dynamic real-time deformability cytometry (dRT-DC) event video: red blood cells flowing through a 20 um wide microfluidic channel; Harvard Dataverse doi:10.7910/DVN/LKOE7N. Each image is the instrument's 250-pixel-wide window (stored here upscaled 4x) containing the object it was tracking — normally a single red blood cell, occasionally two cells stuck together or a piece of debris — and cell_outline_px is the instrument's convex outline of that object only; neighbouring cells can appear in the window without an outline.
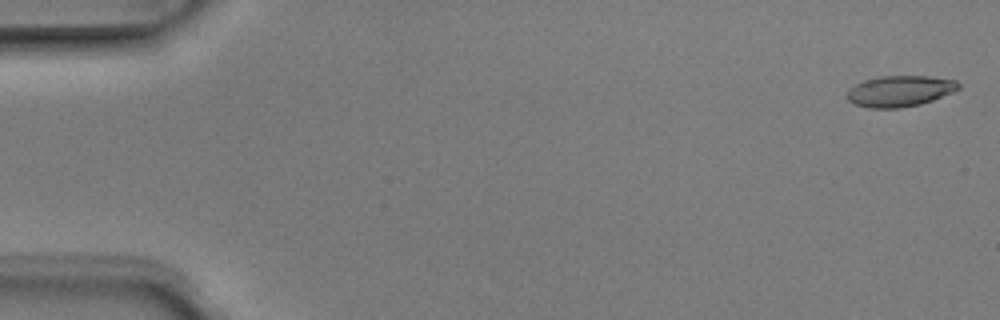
{"species": "Egyptian fruit bat (a non-hibernating species)", "species_latin": "Rousettus aegyptiacus", "temperature_condition": "room temperature", "stored_images_in_passage": 5, "camera_frame_rate_fps": 3000, "um_per_image_px": 0.085, "animal": {"sex": "male"}, "frame": {"image": 1, "passage_image": 1, "time_ms": 0.0, "image_size_px": [1000, 320], "cell_outline_px": [[960, 88], [952, 92], [932, 100], [920, 104], [900, 108], [868, 108], [852, 104], [848, 100], [848, 88], [864, 80], [880, 76], [928, 76], [956, 80], [960, 84]], "centroid_in_image_um": [76.46, 7.74], "position_along_channel_um": 8.5, "area_um2": 20.17}}
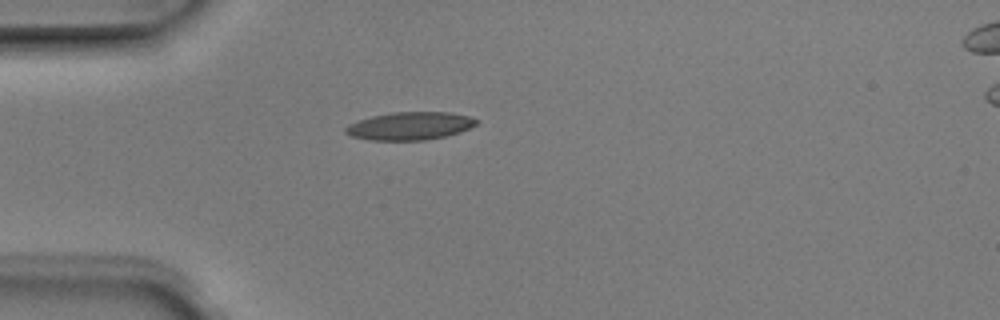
{"frame": {"image": 2, "passage_image": 4, "time_ms": 1.0, "image_size_px": [1000, 320], "cell_outline_px": [[480, 120], [476, 124], [460, 132], [444, 136], [424, 140], [372, 140], [352, 136], [344, 132], [344, 128], [348, 124], [372, 116], [392, 112], [452, 112], [468, 116]], "centroid_in_image_um": [34.84, 10.7], "position_along_channel_um": 50.2, "area_um2": 21.15}}